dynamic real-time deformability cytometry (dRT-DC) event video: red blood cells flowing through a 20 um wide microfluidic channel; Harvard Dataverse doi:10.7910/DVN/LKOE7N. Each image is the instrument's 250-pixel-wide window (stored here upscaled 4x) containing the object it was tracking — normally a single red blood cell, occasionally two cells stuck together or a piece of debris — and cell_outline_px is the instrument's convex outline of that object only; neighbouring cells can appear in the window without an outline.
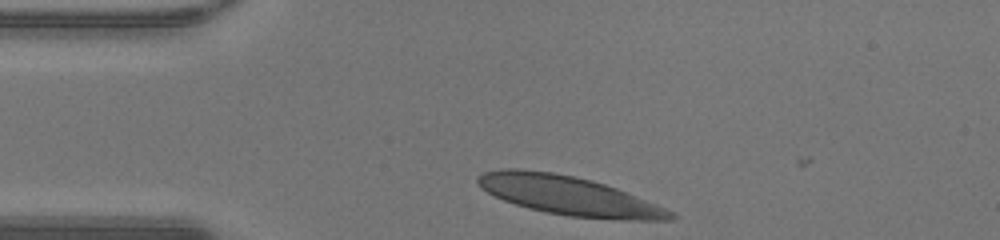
{"species": "human", "species_latin": "Homo sapiens", "temperature_condition": "warm", "stored_images_in_passage": 28, "camera_frame_rate_fps": 3000, "um_per_image_px": 0.085, "donor": {"sex": "male"}, "frame": {"image": 1, "passage_image": 1, "time_ms": 0.0, "image_size_px": [1000, 240], "cell_outline_px": [[676, 216], [672, 220], [620, 220], [568, 216], [544, 212], [528, 208], [504, 200], [480, 188], [476, 184], [476, 176], [484, 172], [500, 168], [520, 168], [552, 172], [592, 180], [616, 188], [656, 204], [672, 212]], "centroid_in_image_um": [48.29, 16.62], "position_along_channel_um": 36.7, "area_um2": 43.7}}
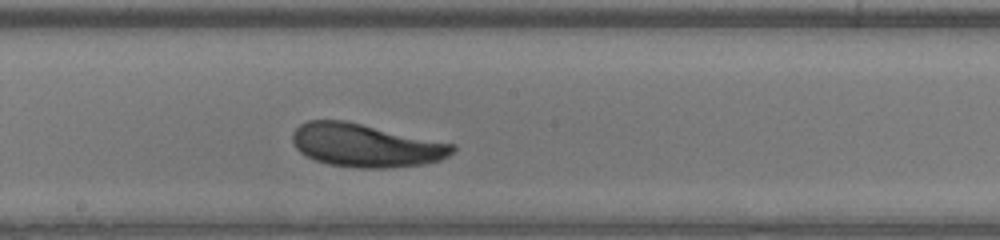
{"frame": {"image": 2, "passage_image": 16, "time_ms": 5.0, "image_size_px": [1000, 240], "cell_outline_px": [[456, 148], [448, 156], [440, 160], [424, 164], [388, 168], [356, 168], [328, 164], [316, 160], [300, 152], [296, 148], [292, 140], [292, 132], [300, 124], [308, 120], [344, 120], [456, 144]], "centroid_in_image_um": [31.09, 12.35], "position_along_channel_um": 217.1, "area_um2": 40.34}}
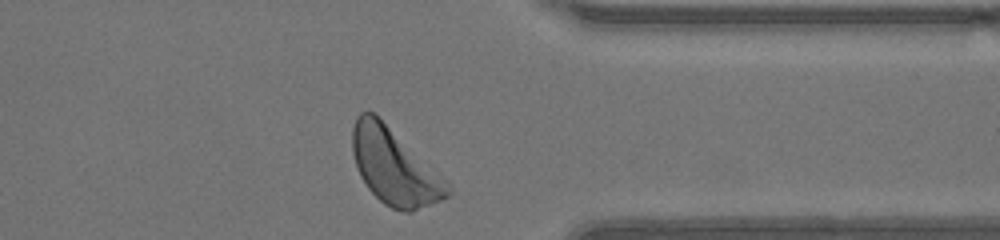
{"frame": {"image": 3, "passage_image": 28, "time_ms": 9.0, "image_size_px": [1000, 240], "cell_outline_px": [[452, 192], [448, 196], [440, 200], [412, 212], [404, 212], [392, 208], [384, 204], [368, 188], [360, 176], [352, 152], [352, 128], [356, 116], [360, 112], [372, 112], [448, 180], [452, 188]], "centroid_in_image_um": [33.54, 14.2], "position_along_channel_um": 377.9, "area_um2": 41.73}, "authors_computed_cell_mechanics": {"area_um2": 40.4311, "velocity_mm_per_s": 4.2524, "shape_relaxation_time_tau1_ms": 2.1894, "shape_relaxation_time_tau2_ms": 7.3613, "deformation_change_tau1": 0.139, "deformation_change_tau2": 0.1731}}